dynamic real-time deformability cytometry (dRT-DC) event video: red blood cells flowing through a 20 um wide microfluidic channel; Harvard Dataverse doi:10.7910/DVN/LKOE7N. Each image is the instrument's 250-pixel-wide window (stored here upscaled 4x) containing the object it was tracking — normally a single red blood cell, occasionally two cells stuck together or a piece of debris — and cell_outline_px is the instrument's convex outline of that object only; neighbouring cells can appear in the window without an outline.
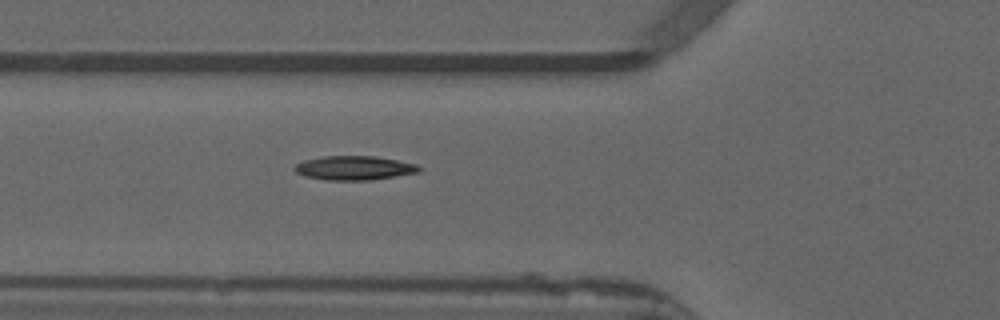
{"species": "common noctule bat (a hibernating species)", "species_latin": "Nyctalus noctula", "temperature_condition": "warm", "stored_images_in_passage": 22, "camera_frame_rate_fps": 3000, "um_per_image_px": 0.085, "animal": {"sex": "male", "forearm_length_mm": 52.5}, "frame": {"image": 1, "passage_image": 3, "time_ms": 0.667, "image_size_px": [1000, 320], "cell_outline_px": [[424, 168], [420, 172], [372, 180], [328, 180], [304, 176], [296, 172], [292, 168], [296, 164], [304, 160], [324, 156], [376, 156], [416, 164]], "centroid_in_image_um": [30.13, 14.28], "position_along_channel_um": 95.7, "area_um2": 17.57}}